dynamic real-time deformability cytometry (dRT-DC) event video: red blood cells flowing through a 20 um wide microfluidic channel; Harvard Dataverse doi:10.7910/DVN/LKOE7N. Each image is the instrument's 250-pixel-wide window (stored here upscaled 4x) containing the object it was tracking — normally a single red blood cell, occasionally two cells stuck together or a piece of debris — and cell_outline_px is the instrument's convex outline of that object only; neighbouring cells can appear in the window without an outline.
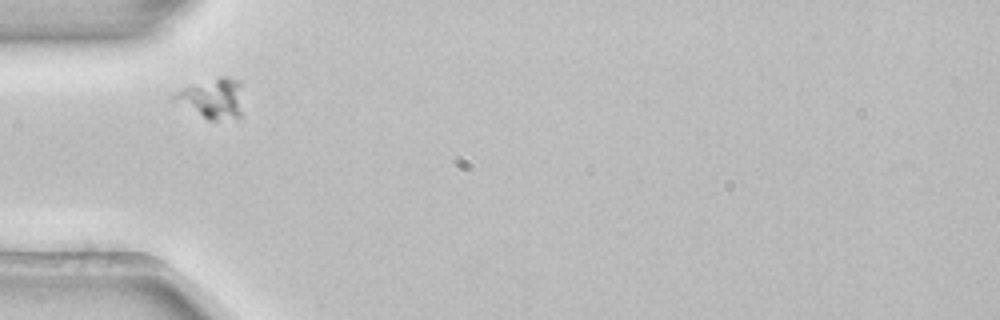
{"species": "common noctule bat (a hibernating species)", "species_latin": "Nyctalus noctula", "temperature_condition": "room temperature", "stored_images_in_passage": 2, "camera_frame_rate_fps": 3000, "um_per_image_px": 0.085, "animal": {"sex": "female", "body_mass_g": 22.7, "forearm_length_mm": 54.2}, "frame": {"image": 1, "passage_image": 1, "time_ms": 0.0, "image_size_px": [1000, 320], "cell_outline_px": [[240, 116], [216, 120], [208, 120], [168, 100], [168, 96], [180, 88], [220, 76], [224, 76], [240, 80]], "centroid_in_image_um": [17.91, 8.35], "position_along_channel_um": 67.1, "area_um2": 16.3}}